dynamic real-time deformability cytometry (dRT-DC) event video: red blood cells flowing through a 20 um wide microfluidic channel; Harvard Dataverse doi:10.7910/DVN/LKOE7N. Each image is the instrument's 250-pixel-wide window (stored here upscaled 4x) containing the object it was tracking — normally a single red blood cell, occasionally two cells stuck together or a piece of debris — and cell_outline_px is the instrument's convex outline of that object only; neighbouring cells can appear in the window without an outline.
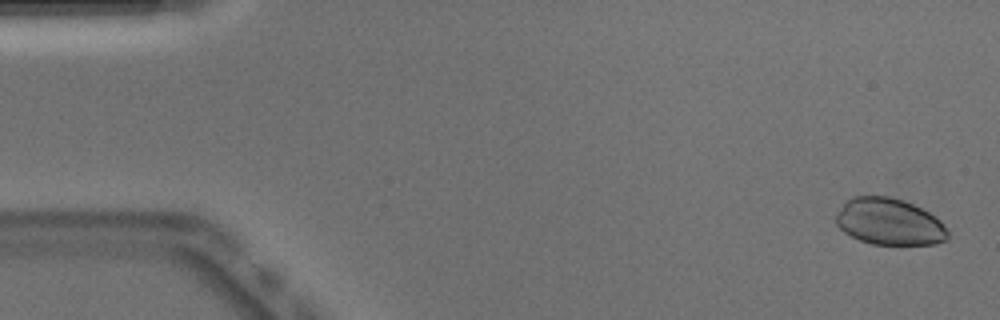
{"species": "Egyptian fruit bat (a non-hibernating species)", "species_latin": "Rousettus aegyptiacus", "temperature_condition": "warm", "stored_images_in_passage": 51, "camera_frame_rate_fps": 3000, "um_per_image_px": 0.085, "animal": {"sex": "male"}, "frame": {"image": 1, "passage_image": 2, "time_ms": 0.333, "image_size_px": [1000, 320], "cell_outline_px": [[948, 236], [944, 240], [936, 244], [872, 244], [860, 240], [844, 232], [836, 224], [836, 216], [844, 204], [852, 196], [888, 196], [904, 200], [928, 212], [940, 220], [944, 224], [948, 232]], "centroid_in_image_um": [75.6, 18.85], "position_along_channel_um": 9.4, "area_um2": 30.11}}
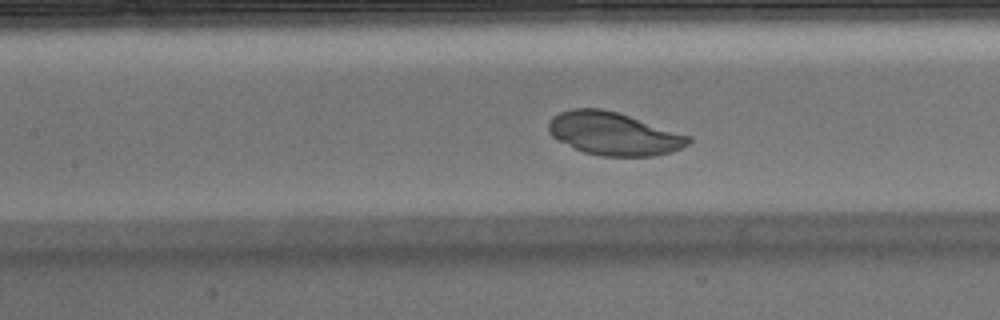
{"frame": {"image": 2, "passage_image": 23, "time_ms": 7.333, "image_size_px": [1000, 320], "cell_outline_px": [[692, 140], [688, 144], [680, 148], [668, 152], [652, 156], [600, 156], [584, 152], [552, 136], [548, 132], [548, 124], [552, 116], [560, 112], [572, 108], [600, 108], [616, 112], [692, 136]], "centroid_in_image_um": [52.16, 11.36], "position_along_channel_um": 155.2, "area_um2": 34.68}}
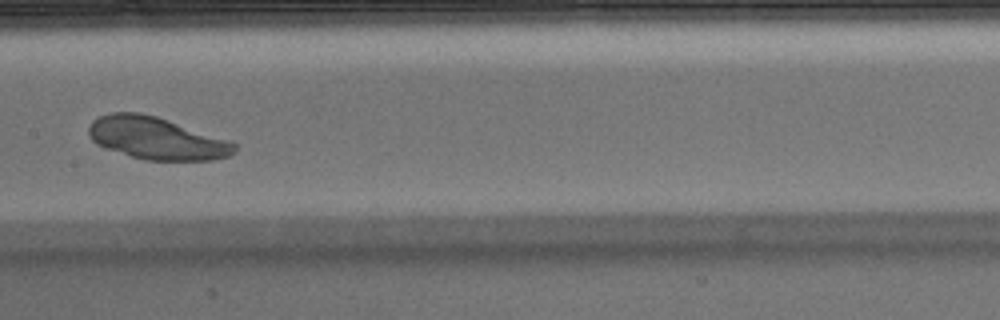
{"frame": {"image": 3, "passage_image": 26, "time_ms": 8.333, "image_size_px": [1000, 320], "cell_outline_px": [[236, 152], [228, 156], [212, 160], [144, 160], [96, 144], [92, 140], [88, 132], [88, 128], [92, 120], [100, 116], [112, 112], [140, 112], [156, 116], [228, 140], [236, 144]], "centroid_in_image_um": [13.29, 11.75], "position_along_channel_um": 194.1, "area_um2": 35.6}}